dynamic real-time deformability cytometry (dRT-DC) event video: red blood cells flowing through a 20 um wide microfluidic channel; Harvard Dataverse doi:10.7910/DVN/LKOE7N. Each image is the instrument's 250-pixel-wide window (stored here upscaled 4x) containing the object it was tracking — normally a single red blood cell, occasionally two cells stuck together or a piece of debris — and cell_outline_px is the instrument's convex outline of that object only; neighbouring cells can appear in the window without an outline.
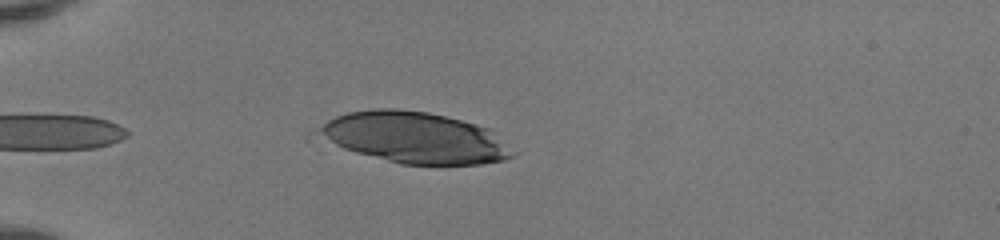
{"species": "human", "species_latin": "Homo sapiens", "temperature_condition": "room temperature", "stored_images_in_passage": 14, "camera_frame_rate_fps": 3000, "um_per_image_px": 0.085, "donor": {"sex": "female"}, "frame": {"image": 1, "passage_image": 2, "time_ms": 0.333, "image_size_px": [1000, 240], "cell_outline_px": [[516, 152], [512, 156], [504, 160], [480, 164], [400, 164], [320, 152], [304, 140], [304, 136], [308, 132], [328, 120], [336, 116], [348, 112], [372, 108], [396, 108], [428, 112], [492, 128]], "centroid_in_image_um": [34.72, 11.75], "position_along_channel_um": 50.3, "area_um2": 62.89}}